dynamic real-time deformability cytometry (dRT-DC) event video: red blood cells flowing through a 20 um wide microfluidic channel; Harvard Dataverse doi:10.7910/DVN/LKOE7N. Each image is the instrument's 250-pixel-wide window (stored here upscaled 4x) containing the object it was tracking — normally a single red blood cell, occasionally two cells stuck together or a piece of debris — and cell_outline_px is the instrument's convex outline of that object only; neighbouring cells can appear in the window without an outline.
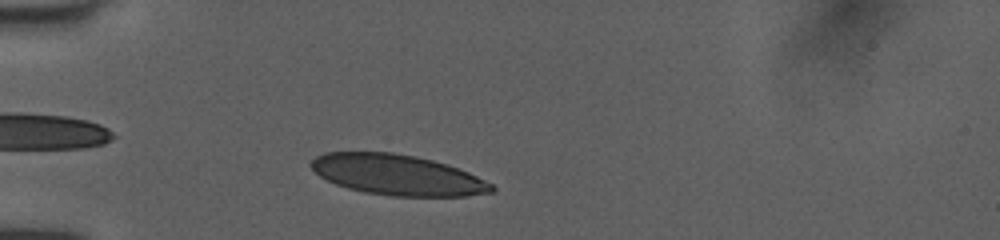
{"species": "human", "species_latin": "Homo sapiens", "temperature_condition": "room temperature", "stored_images_in_passage": 36, "camera_frame_rate_fps": 3000, "um_per_image_px": 0.085, "donor": {"sex": "female"}, "frame": {"image": 1, "passage_image": 4, "time_ms": 1.0, "image_size_px": [1000, 240], "cell_outline_px": [[496, 188], [492, 192], [468, 196], [392, 196], [364, 192], [348, 188], [336, 184], [320, 176], [308, 164], [316, 156], [324, 152], [392, 152], [416, 156], [448, 164], [468, 172], [492, 184]], "centroid_in_image_um": [33.77, 14.86], "position_along_channel_um": 51.2, "area_um2": 42.6}}
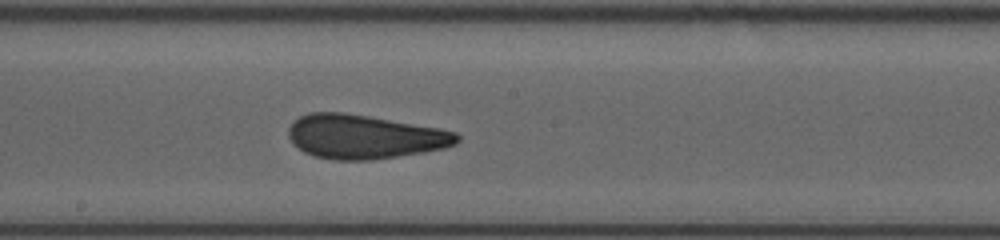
{"frame": {"image": 2, "passage_image": 18, "time_ms": 5.667, "image_size_px": [1000, 240], "cell_outline_px": [[460, 140], [456, 144], [444, 148], [424, 152], [372, 160], [332, 160], [312, 156], [304, 152], [292, 144], [288, 136], [288, 128], [300, 116], [308, 112], [344, 112], [440, 128], [456, 132], [460, 136]], "centroid_in_image_um": [30.96, 11.63], "position_along_channel_um": 217.2, "area_um2": 43.47}}
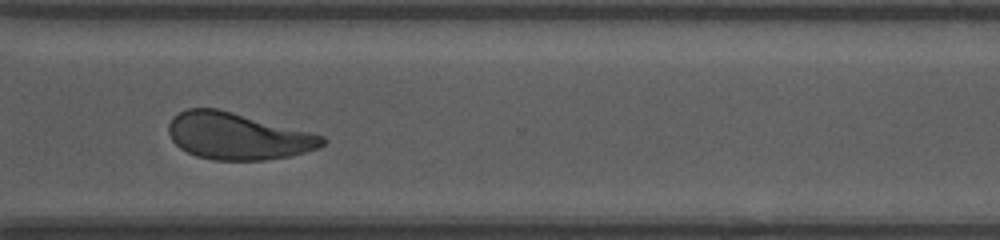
{"frame": {"image": 3, "passage_image": 28, "time_ms": 9.0, "image_size_px": [1000, 240], "cell_outline_px": [[328, 140], [324, 144], [316, 148], [292, 156], [264, 160], [212, 160], [196, 156], [180, 148], [172, 140], [168, 132], [168, 124], [172, 116], [188, 108], [216, 108], [232, 112], [324, 136]], "centroid_in_image_um": [20.16, 11.58], "position_along_channel_um": 350.4, "area_um2": 41.67}, "authors_computed_cell_mechanics": {"area_um2": 43.1766, "velocity_mm_per_s": 4.0083, "shape_relaxation_time_tau1_ms": 7.378, "shape_relaxation_time_tau2_ms": 1.0378, "deformation_change_tau1": 0.1812, "deformation_change_tau2": 0.0584}}